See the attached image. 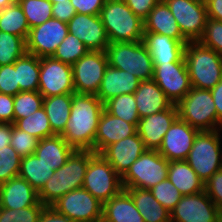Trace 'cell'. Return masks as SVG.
I'll return each mask as SVG.
<instances>
[{
	"mask_svg": "<svg viewBox=\"0 0 222 222\" xmlns=\"http://www.w3.org/2000/svg\"><path fill=\"white\" fill-rule=\"evenodd\" d=\"M104 104L96 95L72 94L69 121L60 134L74 149L94 151V141Z\"/></svg>",
	"mask_w": 222,
	"mask_h": 222,
	"instance_id": "obj_1",
	"label": "cell"
},
{
	"mask_svg": "<svg viewBox=\"0 0 222 222\" xmlns=\"http://www.w3.org/2000/svg\"><path fill=\"white\" fill-rule=\"evenodd\" d=\"M94 154L92 150L75 149L38 193L39 201L45 206H51L66 193L81 188L90 158Z\"/></svg>",
	"mask_w": 222,
	"mask_h": 222,
	"instance_id": "obj_2",
	"label": "cell"
},
{
	"mask_svg": "<svg viewBox=\"0 0 222 222\" xmlns=\"http://www.w3.org/2000/svg\"><path fill=\"white\" fill-rule=\"evenodd\" d=\"M100 17L110 43L143 41L144 20L123 0L105 1Z\"/></svg>",
	"mask_w": 222,
	"mask_h": 222,
	"instance_id": "obj_3",
	"label": "cell"
},
{
	"mask_svg": "<svg viewBox=\"0 0 222 222\" xmlns=\"http://www.w3.org/2000/svg\"><path fill=\"white\" fill-rule=\"evenodd\" d=\"M184 60L192 87L211 90L222 79V56L199 41L185 45Z\"/></svg>",
	"mask_w": 222,
	"mask_h": 222,
	"instance_id": "obj_4",
	"label": "cell"
},
{
	"mask_svg": "<svg viewBox=\"0 0 222 222\" xmlns=\"http://www.w3.org/2000/svg\"><path fill=\"white\" fill-rule=\"evenodd\" d=\"M106 54L110 66L127 71L141 81L153 79V61L143 41L109 43Z\"/></svg>",
	"mask_w": 222,
	"mask_h": 222,
	"instance_id": "obj_5",
	"label": "cell"
},
{
	"mask_svg": "<svg viewBox=\"0 0 222 222\" xmlns=\"http://www.w3.org/2000/svg\"><path fill=\"white\" fill-rule=\"evenodd\" d=\"M176 106L178 117L198 131L222 129L210 90L192 87Z\"/></svg>",
	"mask_w": 222,
	"mask_h": 222,
	"instance_id": "obj_6",
	"label": "cell"
},
{
	"mask_svg": "<svg viewBox=\"0 0 222 222\" xmlns=\"http://www.w3.org/2000/svg\"><path fill=\"white\" fill-rule=\"evenodd\" d=\"M221 132L199 131L185 160L204 183L222 169Z\"/></svg>",
	"mask_w": 222,
	"mask_h": 222,
	"instance_id": "obj_7",
	"label": "cell"
},
{
	"mask_svg": "<svg viewBox=\"0 0 222 222\" xmlns=\"http://www.w3.org/2000/svg\"><path fill=\"white\" fill-rule=\"evenodd\" d=\"M168 164L157 150L147 149L122 176L123 188H153L167 179Z\"/></svg>",
	"mask_w": 222,
	"mask_h": 222,
	"instance_id": "obj_8",
	"label": "cell"
},
{
	"mask_svg": "<svg viewBox=\"0 0 222 222\" xmlns=\"http://www.w3.org/2000/svg\"><path fill=\"white\" fill-rule=\"evenodd\" d=\"M82 187L103 204L124 189L122 177L97 153L90 158Z\"/></svg>",
	"mask_w": 222,
	"mask_h": 222,
	"instance_id": "obj_9",
	"label": "cell"
},
{
	"mask_svg": "<svg viewBox=\"0 0 222 222\" xmlns=\"http://www.w3.org/2000/svg\"><path fill=\"white\" fill-rule=\"evenodd\" d=\"M51 207L75 222H102L103 203L83 187L66 193Z\"/></svg>",
	"mask_w": 222,
	"mask_h": 222,
	"instance_id": "obj_10",
	"label": "cell"
},
{
	"mask_svg": "<svg viewBox=\"0 0 222 222\" xmlns=\"http://www.w3.org/2000/svg\"><path fill=\"white\" fill-rule=\"evenodd\" d=\"M169 6L183 37L196 42L204 34L208 13L204 0H164Z\"/></svg>",
	"mask_w": 222,
	"mask_h": 222,
	"instance_id": "obj_11",
	"label": "cell"
},
{
	"mask_svg": "<svg viewBox=\"0 0 222 222\" xmlns=\"http://www.w3.org/2000/svg\"><path fill=\"white\" fill-rule=\"evenodd\" d=\"M106 51L89 50L72 65L75 93L97 95L108 67Z\"/></svg>",
	"mask_w": 222,
	"mask_h": 222,
	"instance_id": "obj_12",
	"label": "cell"
},
{
	"mask_svg": "<svg viewBox=\"0 0 222 222\" xmlns=\"http://www.w3.org/2000/svg\"><path fill=\"white\" fill-rule=\"evenodd\" d=\"M38 91L43 97L75 93L72 66L53 57L40 58Z\"/></svg>",
	"mask_w": 222,
	"mask_h": 222,
	"instance_id": "obj_13",
	"label": "cell"
},
{
	"mask_svg": "<svg viewBox=\"0 0 222 222\" xmlns=\"http://www.w3.org/2000/svg\"><path fill=\"white\" fill-rule=\"evenodd\" d=\"M68 33L67 23L51 18L30 29L26 52L39 58L52 57Z\"/></svg>",
	"mask_w": 222,
	"mask_h": 222,
	"instance_id": "obj_14",
	"label": "cell"
},
{
	"mask_svg": "<svg viewBox=\"0 0 222 222\" xmlns=\"http://www.w3.org/2000/svg\"><path fill=\"white\" fill-rule=\"evenodd\" d=\"M153 80L174 105H177L192 88L185 62L154 66Z\"/></svg>",
	"mask_w": 222,
	"mask_h": 222,
	"instance_id": "obj_15",
	"label": "cell"
},
{
	"mask_svg": "<svg viewBox=\"0 0 222 222\" xmlns=\"http://www.w3.org/2000/svg\"><path fill=\"white\" fill-rule=\"evenodd\" d=\"M221 210L205 191L182 196L170 212L171 222H216Z\"/></svg>",
	"mask_w": 222,
	"mask_h": 222,
	"instance_id": "obj_16",
	"label": "cell"
},
{
	"mask_svg": "<svg viewBox=\"0 0 222 222\" xmlns=\"http://www.w3.org/2000/svg\"><path fill=\"white\" fill-rule=\"evenodd\" d=\"M198 132L178 117L165 133L157 151L169 162L186 160Z\"/></svg>",
	"mask_w": 222,
	"mask_h": 222,
	"instance_id": "obj_17",
	"label": "cell"
},
{
	"mask_svg": "<svg viewBox=\"0 0 222 222\" xmlns=\"http://www.w3.org/2000/svg\"><path fill=\"white\" fill-rule=\"evenodd\" d=\"M69 33L92 51H106L109 40L100 15L78 14L67 23Z\"/></svg>",
	"mask_w": 222,
	"mask_h": 222,
	"instance_id": "obj_18",
	"label": "cell"
},
{
	"mask_svg": "<svg viewBox=\"0 0 222 222\" xmlns=\"http://www.w3.org/2000/svg\"><path fill=\"white\" fill-rule=\"evenodd\" d=\"M177 118L178 109L174 104L162 112L141 118L138 123L137 132L145 148L158 150L165 133Z\"/></svg>",
	"mask_w": 222,
	"mask_h": 222,
	"instance_id": "obj_19",
	"label": "cell"
},
{
	"mask_svg": "<svg viewBox=\"0 0 222 222\" xmlns=\"http://www.w3.org/2000/svg\"><path fill=\"white\" fill-rule=\"evenodd\" d=\"M138 132L106 147L100 154L122 177L130 166L146 151Z\"/></svg>",
	"mask_w": 222,
	"mask_h": 222,
	"instance_id": "obj_20",
	"label": "cell"
},
{
	"mask_svg": "<svg viewBox=\"0 0 222 222\" xmlns=\"http://www.w3.org/2000/svg\"><path fill=\"white\" fill-rule=\"evenodd\" d=\"M137 132V127L115 117L105 109L102 112L94 141V152L100 154L106 147Z\"/></svg>",
	"mask_w": 222,
	"mask_h": 222,
	"instance_id": "obj_21",
	"label": "cell"
},
{
	"mask_svg": "<svg viewBox=\"0 0 222 222\" xmlns=\"http://www.w3.org/2000/svg\"><path fill=\"white\" fill-rule=\"evenodd\" d=\"M30 206H45L38 192L25 180L18 177L0 184V208L22 209Z\"/></svg>",
	"mask_w": 222,
	"mask_h": 222,
	"instance_id": "obj_22",
	"label": "cell"
},
{
	"mask_svg": "<svg viewBox=\"0 0 222 222\" xmlns=\"http://www.w3.org/2000/svg\"><path fill=\"white\" fill-rule=\"evenodd\" d=\"M143 42L154 66L169 62H185L184 50L188 41H178L158 33H144Z\"/></svg>",
	"mask_w": 222,
	"mask_h": 222,
	"instance_id": "obj_23",
	"label": "cell"
},
{
	"mask_svg": "<svg viewBox=\"0 0 222 222\" xmlns=\"http://www.w3.org/2000/svg\"><path fill=\"white\" fill-rule=\"evenodd\" d=\"M140 82L133 74L108 65L96 96L104 104L121 94L134 93Z\"/></svg>",
	"mask_w": 222,
	"mask_h": 222,
	"instance_id": "obj_24",
	"label": "cell"
},
{
	"mask_svg": "<svg viewBox=\"0 0 222 222\" xmlns=\"http://www.w3.org/2000/svg\"><path fill=\"white\" fill-rule=\"evenodd\" d=\"M134 97L140 119L162 112L173 105L153 79L141 81Z\"/></svg>",
	"mask_w": 222,
	"mask_h": 222,
	"instance_id": "obj_25",
	"label": "cell"
},
{
	"mask_svg": "<svg viewBox=\"0 0 222 222\" xmlns=\"http://www.w3.org/2000/svg\"><path fill=\"white\" fill-rule=\"evenodd\" d=\"M144 33H158L178 41H187L164 0H160L144 20Z\"/></svg>",
	"mask_w": 222,
	"mask_h": 222,
	"instance_id": "obj_26",
	"label": "cell"
},
{
	"mask_svg": "<svg viewBox=\"0 0 222 222\" xmlns=\"http://www.w3.org/2000/svg\"><path fill=\"white\" fill-rule=\"evenodd\" d=\"M102 222H144L130 194L123 189L103 204Z\"/></svg>",
	"mask_w": 222,
	"mask_h": 222,
	"instance_id": "obj_27",
	"label": "cell"
},
{
	"mask_svg": "<svg viewBox=\"0 0 222 222\" xmlns=\"http://www.w3.org/2000/svg\"><path fill=\"white\" fill-rule=\"evenodd\" d=\"M74 150L61 135H54L39 140L34 155L52 170H57Z\"/></svg>",
	"mask_w": 222,
	"mask_h": 222,
	"instance_id": "obj_28",
	"label": "cell"
},
{
	"mask_svg": "<svg viewBox=\"0 0 222 222\" xmlns=\"http://www.w3.org/2000/svg\"><path fill=\"white\" fill-rule=\"evenodd\" d=\"M167 178L182 196L204 191V182L185 160L170 161Z\"/></svg>",
	"mask_w": 222,
	"mask_h": 222,
	"instance_id": "obj_29",
	"label": "cell"
},
{
	"mask_svg": "<svg viewBox=\"0 0 222 222\" xmlns=\"http://www.w3.org/2000/svg\"><path fill=\"white\" fill-rule=\"evenodd\" d=\"M125 190L133 199L144 222H171L169 211L153 197L149 189L125 188Z\"/></svg>",
	"mask_w": 222,
	"mask_h": 222,
	"instance_id": "obj_30",
	"label": "cell"
},
{
	"mask_svg": "<svg viewBox=\"0 0 222 222\" xmlns=\"http://www.w3.org/2000/svg\"><path fill=\"white\" fill-rule=\"evenodd\" d=\"M72 106V94L44 97L43 108L48 116L52 131L60 135L69 121Z\"/></svg>",
	"mask_w": 222,
	"mask_h": 222,
	"instance_id": "obj_31",
	"label": "cell"
},
{
	"mask_svg": "<svg viewBox=\"0 0 222 222\" xmlns=\"http://www.w3.org/2000/svg\"><path fill=\"white\" fill-rule=\"evenodd\" d=\"M54 172L55 170L32 154L22 157L18 176L39 193Z\"/></svg>",
	"mask_w": 222,
	"mask_h": 222,
	"instance_id": "obj_32",
	"label": "cell"
},
{
	"mask_svg": "<svg viewBox=\"0 0 222 222\" xmlns=\"http://www.w3.org/2000/svg\"><path fill=\"white\" fill-rule=\"evenodd\" d=\"M15 70L20 91H38L40 74L39 57L26 52L15 61Z\"/></svg>",
	"mask_w": 222,
	"mask_h": 222,
	"instance_id": "obj_33",
	"label": "cell"
},
{
	"mask_svg": "<svg viewBox=\"0 0 222 222\" xmlns=\"http://www.w3.org/2000/svg\"><path fill=\"white\" fill-rule=\"evenodd\" d=\"M0 31L27 40L30 31L29 24L17 1L0 10Z\"/></svg>",
	"mask_w": 222,
	"mask_h": 222,
	"instance_id": "obj_34",
	"label": "cell"
},
{
	"mask_svg": "<svg viewBox=\"0 0 222 222\" xmlns=\"http://www.w3.org/2000/svg\"><path fill=\"white\" fill-rule=\"evenodd\" d=\"M104 109L111 115L138 127L140 116L137 111L134 93L121 94L109 99L104 103Z\"/></svg>",
	"mask_w": 222,
	"mask_h": 222,
	"instance_id": "obj_35",
	"label": "cell"
},
{
	"mask_svg": "<svg viewBox=\"0 0 222 222\" xmlns=\"http://www.w3.org/2000/svg\"><path fill=\"white\" fill-rule=\"evenodd\" d=\"M13 125L38 140L56 135L51 129L48 116L43 107L30 116L16 120Z\"/></svg>",
	"mask_w": 222,
	"mask_h": 222,
	"instance_id": "obj_36",
	"label": "cell"
},
{
	"mask_svg": "<svg viewBox=\"0 0 222 222\" xmlns=\"http://www.w3.org/2000/svg\"><path fill=\"white\" fill-rule=\"evenodd\" d=\"M17 2L22 7L30 29L53 18L52 3L49 0H17Z\"/></svg>",
	"mask_w": 222,
	"mask_h": 222,
	"instance_id": "obj_37",
	"label": "cell"
},
{
	"mask_svg": "<svg viewBox=\"0 0 222 222\" xmlns=\"http://www.w3.org/2000/svg\"><path fill=\"white\" fill-rule=\"evenodd\" d=\"M26 53V41L17 35L0 31V66L13 64Z\"/></svg>",
	"mask_w": 222,
	"mask_h": 222,
	"instance_id": "obj_38",
	"label": "cell"
},
{
	"mask_svg": "<svg viewBox=\"0 0 222 222\" xmlns=\"http://www.w3.org/2000/svg\"><path fill=\"white\" fill-rule=\"evenodd\" d=\"M88 51L89 49L78 37L68 33L52 57L72 66Z\"/></svg>",
	"mask_w": 222,
	"mask_h": 222,
	"instance_id": "obj_39",
	"label": "cell"
},
{
	"mask_svg": "<svg viewBox=\"0 0 222 222\" xmlns=\"http://www.w3.org/2000/svg\"><path fill=\"white\" fill-rule=\"evenodd\" d=\"M44 97L39 91H20L14 96V122L30 116L43 107Z\"/></svg>",
	"mask_w": 222,
	"mask_h": 222,
	"instance_id": "obj_40",
	"label": "cell"
},
{
	"mask_svg": "<svg viewBox=\"0 0 222 222\" xmlns=\"http://www.w3.org/2000/svg\"><path fill=\"white\" fill-rule=\"evenodd\" d=\"M21 159L11 145L0 149V184L18 177Z\"/></svg>",
	"mask_w": 222,
	"mask_h": 222,
	"instance_id": "obj_41",
	"label": "cell"
},
{
	"mask_svg": "<svg viewBox=\"0 0 222 222\" xmlns=\"http://www.w3.org/2000/svg\"><path fill=\"white\" fill-rule=\"evenodd\" d=\"M155 199L169 211V213L176 207L182 195L179 190L167 178L161 181L153 188L149 189Z\"/></svg>",
	"mask_w": 222,
	"mask_h": 222,
	"instance_id": "obj_42",
	"label": "cell"
},
{
	"mask_svg": "<svg viewBox=\"0 0 222 222\" xmlns=\"http://www.w3.org/2000/svg\"><path fill=\"white\" fill-rule=\"evenodd\" d=\"M46 206H30L22 209L0 208V222H38Z\"/></svg>",
	"mask_w": 222,
	"mask_h": 222,
	"instance_id": "obj_43",
	"label": "cell"
},
{
	"mask_svg": "<svg viewBox=\"0 0 222 222\" xmlns=\"http://www.w3.org/2000/svg\"><path fill=\"white\" fill-rule=\"evenodd\" d=\"M38 141L39 140L36 137L31 136L27 132L16 128L12 124L10 145L21 157L34 154Z\"/></svg>",
	"mask_w": 222,
	"mask_h": 222,
	"instance_id": "obj_44",
	"label": "cell"
},
{
	"mask_svg": "<svg viewBox=\"0 0 222 222\" xmlns=\"http://www.w3.org/2000/svg\"><path fill=\"white\" fill-rule=\"evenodd\" d=\"M199 42L222 56V21L208 17L204 34Z\"/></svg>",
	"mask_w": 222,
	"mask_h": 222,
	"instance_id": "obj_45",
	"label": "cell"
},
{
	"mask_svg": "<svg viewBox=\"0 0 222 222\" xmlns=\"http://www.w3.org/2000/svg\"><path fill=\"white\" fill-rule=\"evenodd\" d=\"M19 92L15 62L10 65L0 66V93L15 96Z\"/></svg>",
	"mask_w": 222,
	"mask_h": 222,
	"instance_id": "obj_46",
	"label": "cell"
},
{
	"mask_svg": "<svg viewBox=\"0 0 222 222\" xmlns=\"http://www.w3.org/2000/svg\"><path fill=\"white\" fill-rule=\"evenodd\" d=\"M204 191L222 211V169L215 172L205 183Z\"/></svg>",
	"mask_w": 222,
	"mask_h": 222,
	"instance_id": "obj_47",
	"label": "cell"
},
{
	"mask_svg": "<svg viewBox=\"0 0 222 222\" xmlns=\"http://www.w3.org/2000/svg\"><path fill=\"white\" fill-rule=\"evenodd\" d=\"M78 14L100 15L105 0H70Z\"/></svg>",
	"mask_w": 222,
	"mask_h": 222,
	"instance_id": "obj_48",
	"label": "cell"
},
{
	"mask_svg": "<svg viewBox=\"0 0 222 222\" xmlns=\"http://www.w3.org/2000/svg\"><path fill=\"white\" fill-rule=\"evenodd\" d=\"M76 10L70 0L52 4V15L54 19L68 23L76 14Z\"/></svg>",
	"mask_w": 222,
	"mask_h": 222,
	"instance_id": "obj_49",
	"label": "cell"
},
{
	"mask_svg": "<svg viewBox=\"0 0 222 222\" xmlns=\"http://www.w3.org/2000/svg\"><path fill=\"white\" fill-rule=\"evenodd\" d=\"M132 12L145 20L160 0H123Z\"/></svg>",
	"mask_w": 222,
	"mask_h": 222,
	"instance_id": "obj_50",
	"label": "cell"
},
{
	"mask_svg": "<svg viewBox=\"0 0 222 222\" xmlns=\"http://www.w3.org/2000/svg\"><path fill=\"white\" fill-rule=\"evenodd\" d=\"M14 96L0 93V123H14Z\"/></svg>",
	"mask_w": 222,
	"mask_h": 222,
	"instance_id": "obj_51",
	"label": "cell"
},
{
	"mask_svg": "<svg viewBox=\"0 0 222 222\" xmlns=\"http://www.w3.org/2000/svg\"><path fill=\"white\" fill-rule=\"evenodd\" d=\"M38 222H75V221H72L65 215L59 214L51 206H46L42 211Z\"/></svg>",
	"mask_w": 222,
	"mask_h": 222,
	"instance_id": "obj_52",
	"label": "cell"
},
{
	"mask_svg": "<svg viewBox=\"0 0 222 222\" xmlns=\"http://www.w3.org/2000/svg\"><path fill=\"white\" fill-rule=\"evenodd\" d=\"M208 17L222 21V0H204Z\"/></svg>",
	"mask_w": 222,
	"mask_h": 222,
	"instance_id": "obj_53",
	"label": "cell"
},
{
	"mask_svg": "<svg viewBox=\"0 0 222 222\" xmlns=\"http://www.w3.org/2000/svg\"><path fill=\"white\" fill-rule=\"evenodd\" d=\"M217 112V119L222 124V79L210 90Z\"/></svg>",
	"mask_w": 222,
	"mask_h": 222,
	"instance_id": "obj_54",
	"label": "cell"
},
{
	"mask_svg": "<svg viewBox=\"0 0 222 222\" xmlns=\"http://www.w3.org/2000/svg\"><path fill=\"white\" fill-rule=\"evenodd\" d=\"M12 135V124L0 123V149L10 145Z\"/></svg>",
	"mask_w": 222,
	"mask_h": 222,
	"instance_id": "obj_55",
	"label": "cell"
},
{
	"mask_svg": "<svg viewBox=\"0 0 222 222\" xmlns=\"http://www.w3.org/2000/svg\"><path fill=\"white\" fill-rule=\"evenodd\" d=\"M16 1L17 0H0V10H2L3 8H5L8 5L13 4Z\"/></svg>",
	"mask_w": 222,
	"mask_h": 222,
	"instance_id": "obj_56",
	"label": "cell"
},
{
	"mask_svg": "<svg viewBox=\"0 0 222 222\" xmlns=\"http://www.w3.org/2000/svg\"><path fill=\"white\" fill-rule=\"evenodd\" d=\"M216 222H222V211L219 213V215L216 218Z\"/></svg>",
	"mask_w": 222,
	"mask_h": 222,
	"instance_id": "obj_57",
	"label": "cell"
},
{
	"mask_svg": "<svg viewBox=\"0 0 222 222\" xmlns=\"http://www.w3.org/2000/svg\"><path fill=\"white\" fill-rule=\"evenodd\" d=\"M52 4L54 3H57V2H62V1H65V0H49Z\"/></svg>",
	"mask_w": 222,
	"mask_h": 222,
	"instance_id": "obj_58",
	"label": "cell"
}]
</instances>
